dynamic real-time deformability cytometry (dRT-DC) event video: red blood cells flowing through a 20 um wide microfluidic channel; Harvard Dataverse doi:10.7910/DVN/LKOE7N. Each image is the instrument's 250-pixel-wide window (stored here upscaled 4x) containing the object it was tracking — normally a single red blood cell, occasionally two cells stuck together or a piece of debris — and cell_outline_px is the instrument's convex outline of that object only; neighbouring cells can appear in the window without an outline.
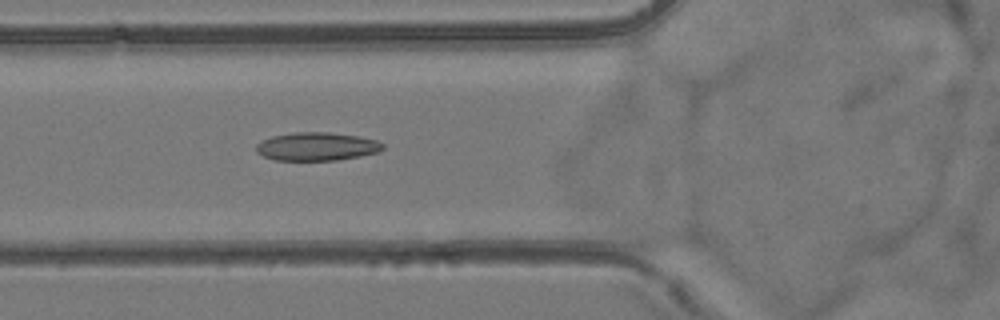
{"species": "common noctule bat (a hibernating species)", "species_latin": "Nyctalus noctula", "temperature_condition": "room temperature", "stored_images_in_passage": 50, "camera_frame_rate_fps": 3000, "um_per_image_px": 0.085, "animal": {"sex": "female", "body_mass_g": 24.6, "forearm_length_mm": 56.2}, "frame": {"image": 1, "passage_image": 16, "time_ms": 5.0, "image_size_px": [1000, 320], "cell_outline_px": [[384, 148], [376, 152], [360, 156], [336, 160], [276, 160], [264, 156], [256, 152], [256, 144], [260, 140], [272, 136], [296, 132], [328, 132], [360, 136], [376, 140], [384, 144]], "centroid_in_image_um": [26.91, 12.44], "position_along_channel_um": 98.9, "area_um2": 20.87}}
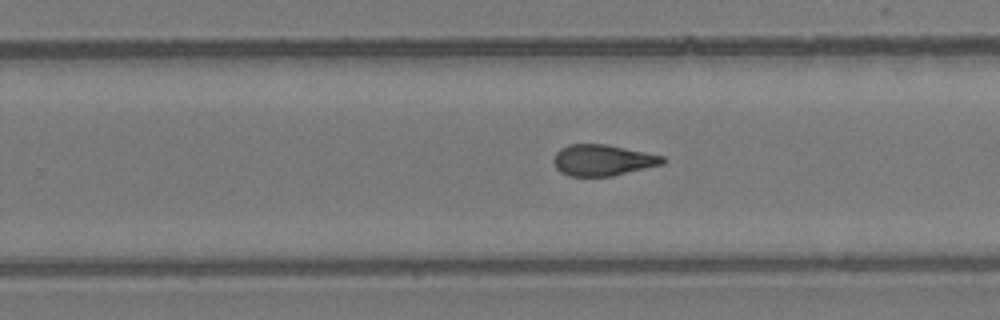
{"frame": {"image": 2, "passage_image": 30, "time_ms": 9.667, "image_size_px": [1000, 320], "cell_outline_px": [[664, 164], [612, 176], [568, 176], [560, 172], [556, 168], [552, 160], [556, 152], [560, 148], [568, 144], [604, 144], [664, 156]], "centroid_in_image_um": [51.18, 13.62], "position_along_channel_um": 278.6, "area_um2": 19.77}}
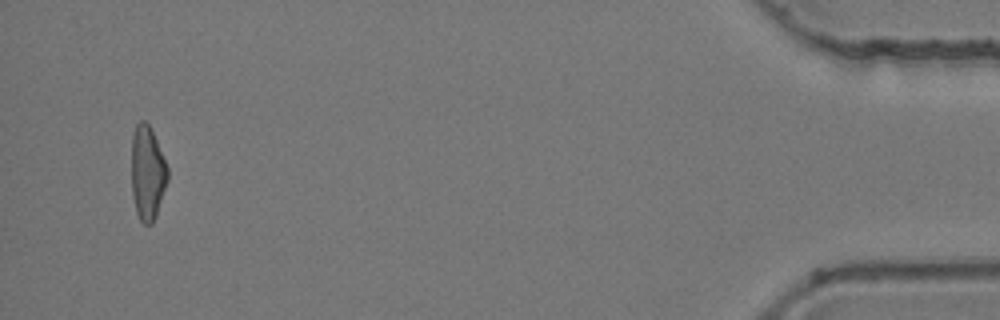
{"frame": {"image": 3, "passage_image": 48, "time_ms": 15.667, "image_size_px": [1000, 320], "cell_outline_px": [[168, 180], [156, 216], [152, 224], [144, 224], [140, 220], [136, 212], [132, 196], [132, 136], [136, 124], [140, 120], [144, 120], [148, 124], [156, 140], [168, 168]], "centroid_in_image_um": [12.53, 14.72], "position_along_channel_um": 422.7, "area_um2": 19.77}, "authors_computed_cell_mechanics": {"area_um2": 20.3167, "velocity_mm_per_s": 3.8404, "shape_relaxation_time_tau1_ms": null, "shape_relaxation_time_tau2_ms": 2.7229, "deformation_change_tau1": null, "deformation_change_tau2": 0.1119}}